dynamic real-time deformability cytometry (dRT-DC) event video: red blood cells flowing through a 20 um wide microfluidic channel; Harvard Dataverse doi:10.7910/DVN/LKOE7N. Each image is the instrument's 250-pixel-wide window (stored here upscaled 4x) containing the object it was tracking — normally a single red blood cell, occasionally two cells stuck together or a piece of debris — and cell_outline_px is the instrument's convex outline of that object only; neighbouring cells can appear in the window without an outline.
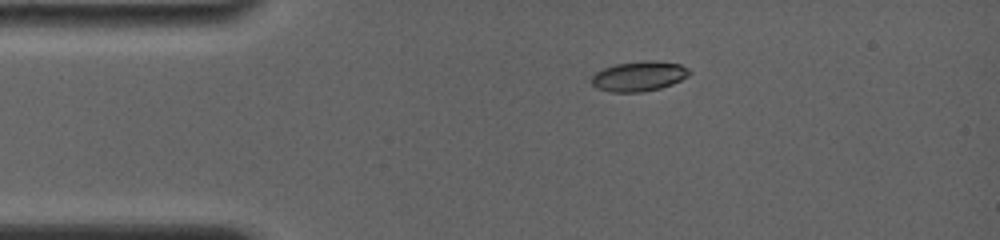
{"species": "common noctule bat (a hibernating species)", "species_latin": "Nyctalus noctula", "temperature_condition": "room temperature", "stored_images_in_passage": 41, "camera_frame_rate_fps": 4000, "um_per_image_px": 0.085, "animal": {"sex": "female", "body_mass_g": 19.0, "forearm_length_mm": 56.7}, "frame": {"image": 1, "passage_image": 1, "time_ms": 0.0, "image_size_px": [1000, 240], "cell_outline_px": [[692, 72], [688, 76], [672, 84], [660, 88], [644, 92], [612, 92], [596, 88], [592, 84], [592, 76], [596, 72], [604, 68], [616, 64], [644, 60], [652, 60], [680, 64], [688, 68]], "centroid_in_image_um": [54.32, 6.48], "position_along_channel_um": 30.7, "area_um2": 17.11}}
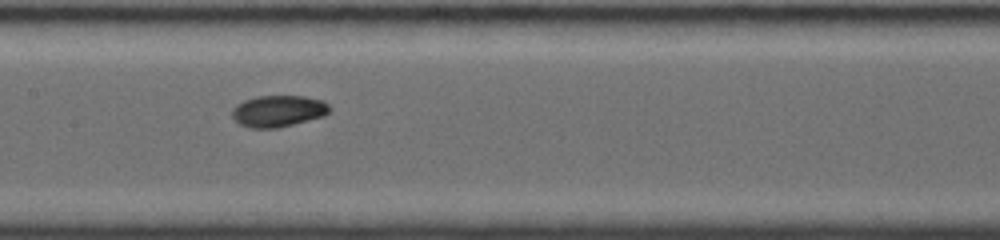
{"frame": {"image": 2, "passage_image": 17, "time_ms": 5.0, "image_size_px": [1000, 240], "cell_outline_px": [[332, 108], [324, 116], [276, 128], [252, 128], [240, 124], [232, 116], [232, 108], [236, 104], [244, 100], [256, 96], [304, 96], [324, 100]], "centroid_in_image_um": [23.66, 9.42], "position_along_channel_um": 183.7, "area_um2": 17.92}}
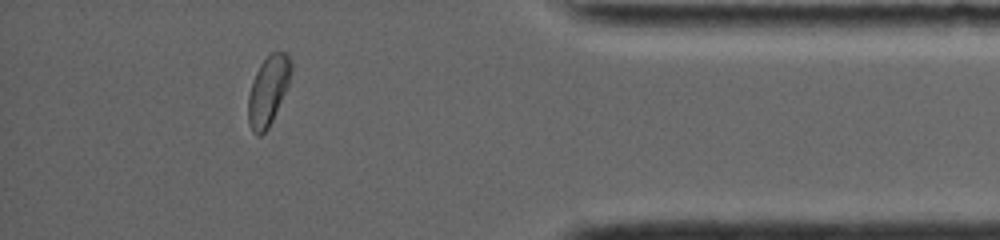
{"frame": {"image": 3, "passage_image": 35, "time_ms": 11.5, "image_size_px": [1000, 240], "cell_outline_px": [[292, 68], [288, 84], [272, 120], [268, 128], [260, 136], [256, 136], [252, 132], [248, 124], [248, 96], [252, 80], [260, 64], [272, 52], [284, 52], [288, 56], [292, 64]], "centroid_in_image_um": [22.76, 7.73], "position_along_channel_um": 412.4, "area_um2": 17.17}, "authors_computed_cell_mechanics": {"area_um2": 17.5134, "velocity_mm_per_s": 3.8472, "shape_relaxation_time_tau1_ms": 4.1225, "shape_relaxation_time_tau2_ms": 9.2065, "deformation_change_tau1": 0.115, "deformation_change_tau2": 0.1021}}